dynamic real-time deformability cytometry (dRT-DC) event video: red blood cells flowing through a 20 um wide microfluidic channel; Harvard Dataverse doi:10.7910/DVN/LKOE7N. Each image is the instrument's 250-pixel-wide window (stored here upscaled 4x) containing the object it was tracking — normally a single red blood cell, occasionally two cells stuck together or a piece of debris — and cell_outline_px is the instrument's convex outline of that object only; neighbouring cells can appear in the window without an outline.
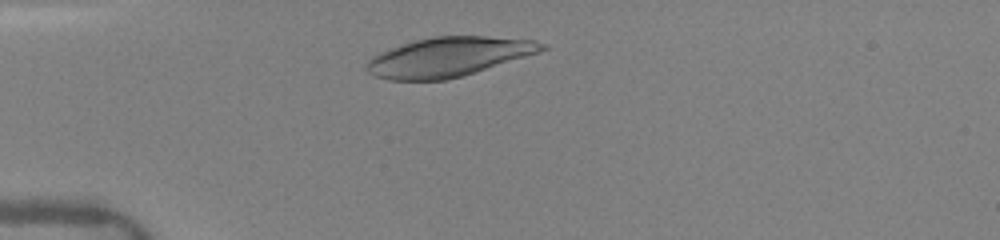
{"species": "human", "species_latin": "Homo sapiens", "temperature_condition": "warm", "stored_images_in_passage": 16, "camera_frame_rate_fps": 3000, "um_per_image_px": 0.085, "donor": {"sex": "female"}, "frame": {"image": 1, "passage_image": 4, "time_ms": 1.333, "image_size_px": [1000, 240], "cell_outline_px": [[548, 48], [540, 52], [476, 72], [444, 80], [388, 80], [376, 76], [368, 72], [364, 68], [364, 64], [372, 56], [392, 48], [416, 40], [432, 36], [484, 36], [532, 40], [548, 44]], "centroid_in_image_um": [38.13, 4.84], "position_along_channel_um": 46.9, "area_um2": 40.0}}
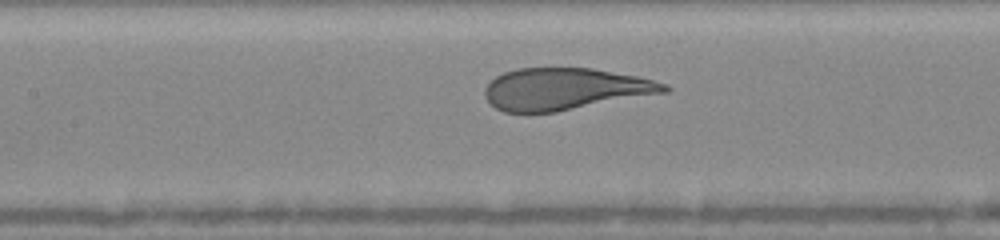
{"frame": {"image": 2, "passage_image": 12, "time_ms": 4.667, "image_size_px": [1000, 240], "cell_outline_px": [[672, 88], [668, 92], [556, 112], [504, 112], [496, 108], [484, 96], [484, 88], [496, 76], [504, 72], [516, 68], [592, 68], [636, 76], [668, 84]], "centroid_in_image_um": [48.03, 7.56], "position_along_channel_um": 159.4, "area_um2": 43.75}}
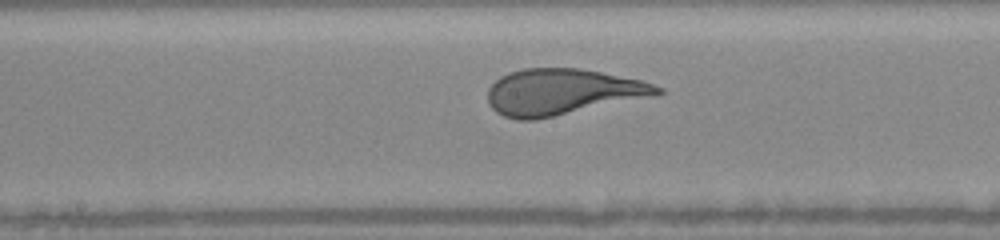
{"frame": {"image": 3, "passage_image": 15, "time_ms": 5.667, "image_size_px": [1000, 240], "cell_outline_px": [[664, 92], [656, 96], [532, 120], [516, 120], [504, 116], [496, 112], [488, 104], [488, 88], [500, 76], [508, 72], [524, 68], [580, 68], [640, 80], [664, 88]], "centroid_in_image_um": [47.78, 7.81], "position_along_channel_um": 200.4, "area_um2": 45.49}}